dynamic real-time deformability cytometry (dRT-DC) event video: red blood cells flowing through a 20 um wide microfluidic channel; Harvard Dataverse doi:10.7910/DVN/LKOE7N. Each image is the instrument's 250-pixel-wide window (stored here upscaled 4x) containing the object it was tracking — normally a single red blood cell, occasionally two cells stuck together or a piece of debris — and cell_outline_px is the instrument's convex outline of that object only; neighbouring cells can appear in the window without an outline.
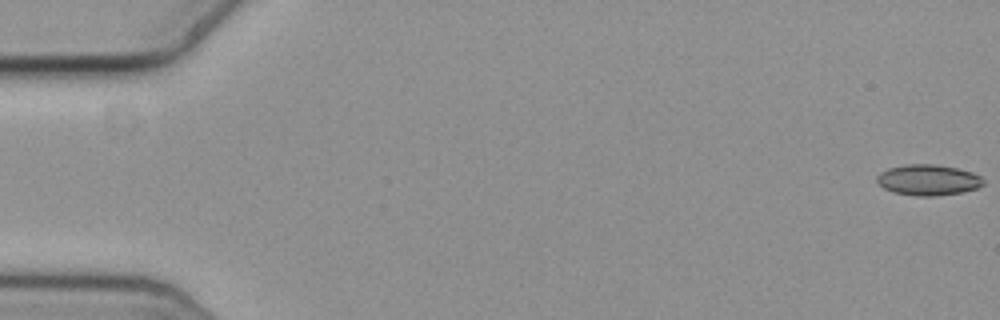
{"species": "common noctule bat (a hibernating species)", "species_latin": "Nyctalus noctula", "temperature_condition": "cold", "stored_images_in_passage": 58, "camera_frame_rate_fps": 3000, "um_per_image_px": 0.085, "animal": {"sex": "female", "body_mass_g": 19.3, "forearm_length_mm": 54.1}, "frame": {"image": 1, "passage_image": 1, "time_ms": 0.0, "image_size_px": [1000, 320], "cell_outline_px": [[984, 184], [976, 188], [960, 192], [936, 196], [916, 196], [892, 192], [884, 188], [876, 180], [876, 176], [880, 172], [888, 168], [904, 164], [932, 164], [956, 168], [972, 172], [980, 176], [984, 180]], "centroid_in_image_um": [78.86, 15.29], "position_along_channel_um": 6.1, "area_um2": 19.07}}
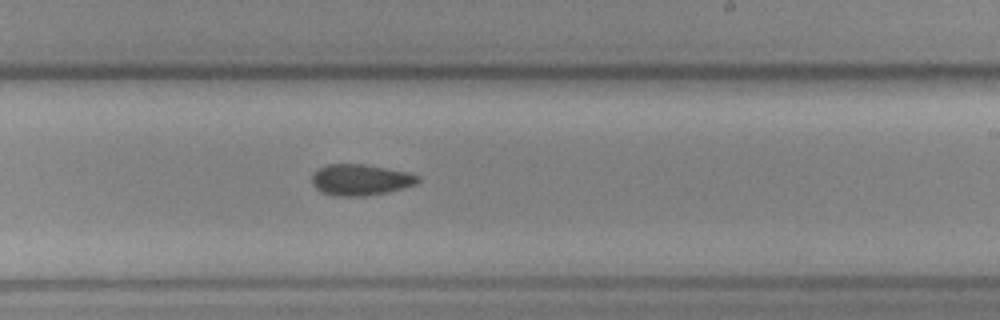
{"frame": {"image": 2, "passage_image": 35, "time_ms": 11.333, "image_size_px": [1000, 320], "cell_outline_px": [[420, 180], [416, 184], [388, 192], [368, 196], [332, 196], [320, 192], [312, 184], [312, 176], [316, 168], [328, 164], [364, 164], [408, 172], [420, 176]], "centroid_in_image_um": [30.61, 15.29], "position_along_channel_um": 258.4, "area_um2": 19.48}}
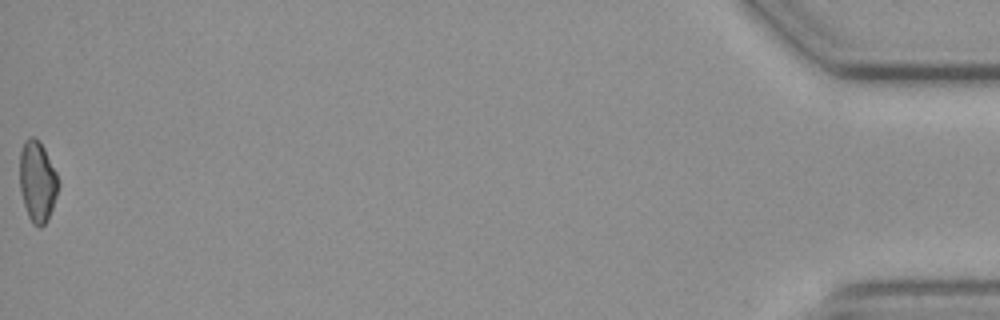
{"frame": {"image": 3, "passage_image": 58, "time_ms": 19.0, "image_size_px": [1000, 320], "cell_outline_px": [[60, 184], [52, 208], [44, 224], [40, 228], [32, 224], [28, 216], [24, 204], [20, 188], [20, 152], [24, 140], [28, 136], [32, 136], [40, 140], [60, 180]], "centroid_in_image_um": [3.18, 15.39], "position_along_channel_um": 432.0, "area_um2": 18.26}}